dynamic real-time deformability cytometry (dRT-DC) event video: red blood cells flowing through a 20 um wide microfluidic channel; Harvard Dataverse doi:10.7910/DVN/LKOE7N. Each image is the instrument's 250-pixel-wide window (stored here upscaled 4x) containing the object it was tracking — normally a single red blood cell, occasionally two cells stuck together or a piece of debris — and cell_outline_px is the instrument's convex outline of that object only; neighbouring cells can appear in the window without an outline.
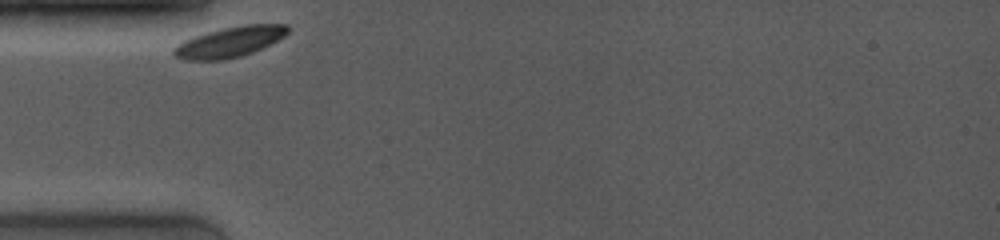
{"species": "common noctule bat (a hibernating species)", "species_latin": "Nyctalus noctula", "temperature_condition": "room temperature", "stored_images_in_passage": 16, "camera_frame_rate_fps": 4000, "um_per_image_px": 0.085, "animal": {"sex": "female", "body_mass_g": 19.0, "forearm_length_mm": 53.3}, "frame": {"image": 1, "passage_image": 1, "time_ms": 0.0, "image_size_px": [1000, 240], "cell_outline_px": [[288, 32], [284, 36], [252, 52], [240, 56], [224, 60], [184, 60], [176, 56], [172, 52], [172, 48], [184, 40], [208, 32], [224, 28], [244, 24], [288, 24]], "centroid_in_image_um": [19.5, 3.57], "position_along_channel_um": 65.5, "area_um2": 19.88}}